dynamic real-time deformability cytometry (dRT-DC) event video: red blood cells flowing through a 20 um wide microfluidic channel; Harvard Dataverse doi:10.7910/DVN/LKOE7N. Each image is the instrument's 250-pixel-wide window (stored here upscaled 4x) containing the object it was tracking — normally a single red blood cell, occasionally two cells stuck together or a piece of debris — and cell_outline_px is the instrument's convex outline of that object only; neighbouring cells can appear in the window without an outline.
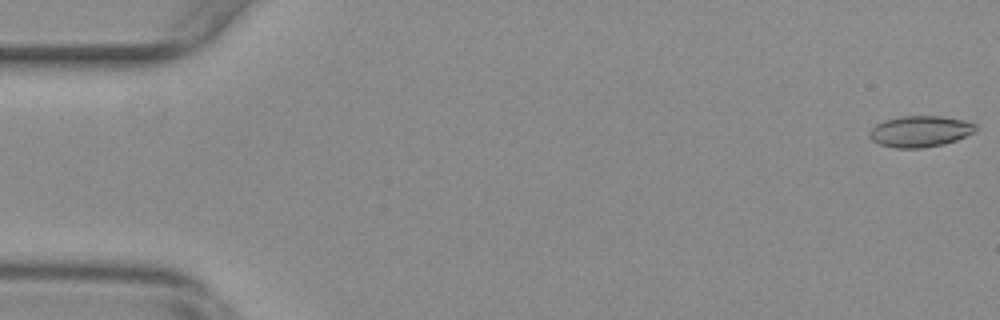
{"species": "common noctule bat (a hibernating species)", "species_latin": "Nyctalus noctula", "temperature_condition": "warm", "stored_images_in_passage": 28, "camera_frame_rate_fps": 3000, "um_per_image_px": 0.085, "animal": {"sex": "female", "body_mass_g": 29.2, "forearm_length_mm": 56.3}, "frame": {"image": 1, "passage_image": 1, "time_ms": 0.0, "image_size_px": [1000, 320], "cell_outline_px": [[976, 132], [956, 140], [944, 144], [920, 148], [896, 148], [880, 144], [872, 140], [868, 136], [868, 132], [876, 124], [884, 120], [900, 116], [940, 116], [964, 120], [976, 124]], "centroid_in_image_um": [78.2, 11.16], "position_along_channel_um": 6.8, "area_um2": 19.36}}
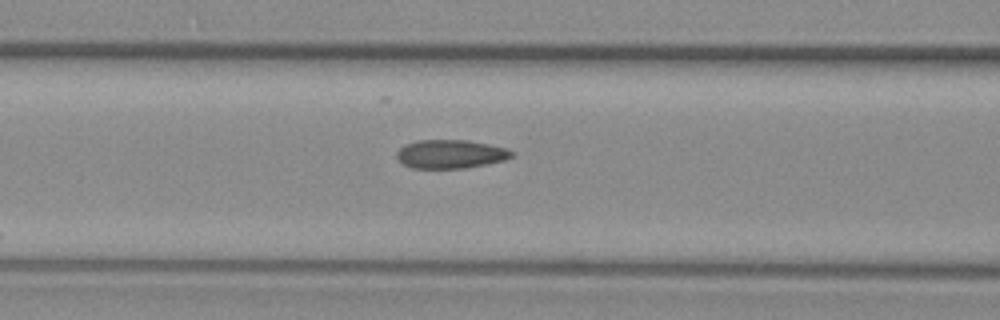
{"frame": {"image": 2, "passage_image": 23, "time_ms": 7.333, "image_size_px": [1000, 320], "cell_outline_px": [[512, 156], [504, 160], [464, 168], [412, 168], [404, 164], [396, 156], [396, 152], [404, 144], [416, 140], [468, 140], [488, 144], [504, 148], [512, 152]], "centroid_in_image_um": [38.24, 13.08], "position_along_channel_um": 128.4, "area_um2": 18.96}}
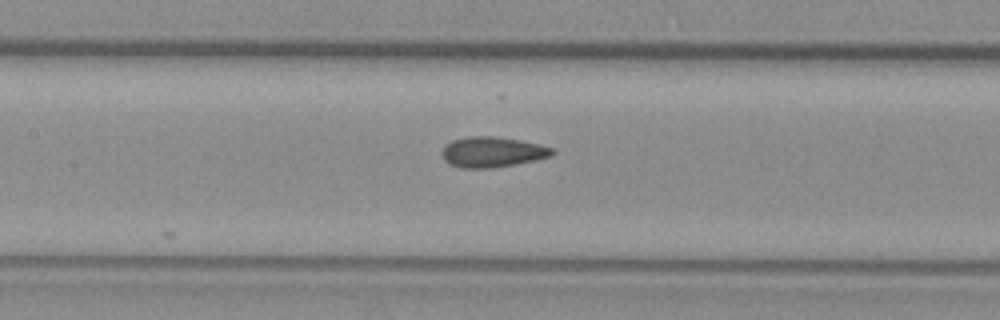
{"frame": {"image": 3, "passage_image": 26, "time_ms": 8.333, "image_size_px": [1000, 320], "cell_outline_px": [[556, 152], [552, 156], [516, 164], [492, 168], [460, 168], [448, 164], [444, 160], [440, 152], [444, 144], [452, 140], [468, 136], [492, 136], [520, 140], [552, 148]], "centroid_in_image_um": [41.78, 12.93], "position_along_channel_um": 165.6, "area_um2": 19.71}}